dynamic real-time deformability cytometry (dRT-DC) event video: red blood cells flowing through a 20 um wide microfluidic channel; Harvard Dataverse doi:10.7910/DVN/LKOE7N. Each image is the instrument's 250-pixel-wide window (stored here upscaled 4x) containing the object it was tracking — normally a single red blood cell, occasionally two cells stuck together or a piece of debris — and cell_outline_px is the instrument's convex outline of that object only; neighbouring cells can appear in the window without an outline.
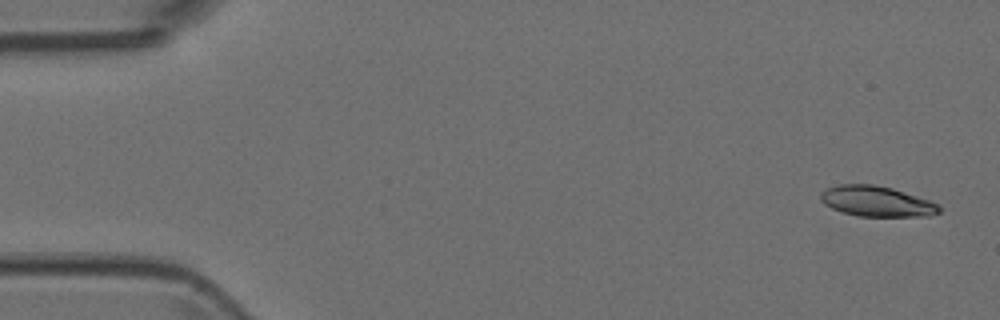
{"species": "Egyptian fruit bat (a non-hibernating species)", "species_latin": "Rousettus aegyptiacus", "temperature_condition": "room temperature", "stored_images_in_passage": 6, "segment_of_instrument_passage": [1, 2], "camera_frame_rate_fps": 3000, "um_per_image_px": 0.085, "animal": {"sex": "female"}, "frame": {"image": 1, "passage_image": 1, "time_ms": 0.0, "image_size_px": [1000, 320], "cell_outline_px": [[940, 212], [932, 216], [856, 216], [840, 212], [824, 204], [820, 200], [820, 192], [828, 188], [840, 184], [872, 184], [892, 188], [940, 204]], "centroid_in_image_um": [74.5, 17.12], "position_along_channel_um": 10.5, "area_um2": 21.1}}
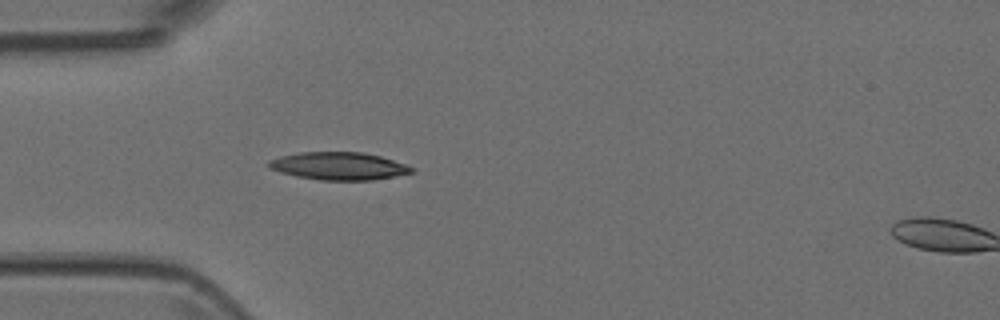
{"frame": {"image": 2, "passage_image": 5, "time_ms": 1.333, "image_size_px": [1000, 320], "cell_outline_px": [[412, 172], [372, 180], [320, 180], [296, 176], [280, 172], [268, 168], [268, 160], [280, 156], [300, 152], [364, 152], [380, 156], [404, 164], [412, 168]], "centroid_in_image_um": [28.72, 14.1], "position_along_channel_um": 56.3, "area_um2": 22.83}}